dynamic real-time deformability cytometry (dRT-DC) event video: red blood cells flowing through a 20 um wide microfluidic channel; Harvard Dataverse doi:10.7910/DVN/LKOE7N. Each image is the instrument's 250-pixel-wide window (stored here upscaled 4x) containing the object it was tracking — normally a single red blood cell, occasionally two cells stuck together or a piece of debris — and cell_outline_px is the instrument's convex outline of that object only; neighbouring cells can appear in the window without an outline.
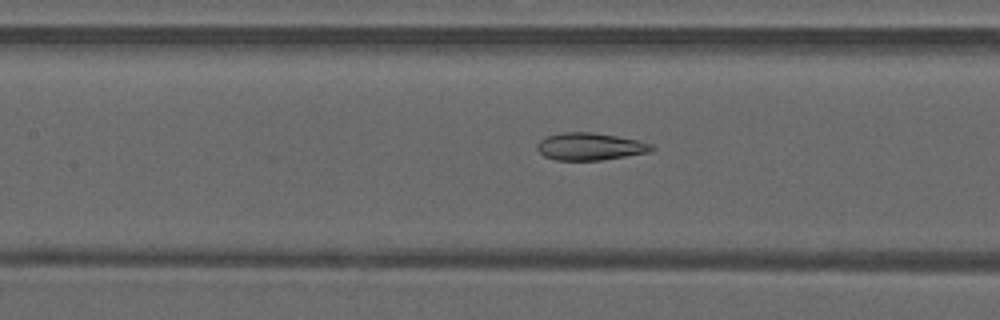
{"species": "common noctule bat (a hibernating species)", "species_latin": "Nyctalus noctula", "temperature_condition": "warm", "stored_images_in_passage": 49, "camera_frame_rate_fps": 3000, "um_per_image_px": 0.085, "animal": {"sex": "male", "forearm_length_mm": 52.5}, "frame": {"image": 1, "passage_image": 23, "time_ms": 7.333, "image_size_px": [1000, 320], "cell_outline_px": [[656, 148], [652, 152], [600, 160], [556, 160], [544, 156], [536, 148], [536, 144], [540, 140], [548, 136], [560, 132], [592, 132], [616, 136], [636, 140], [652, 144]], "centroid_in_image_um": [50.16, 12.45], "position_along_channel_um": 157.2, "area_um2": 18.26}}
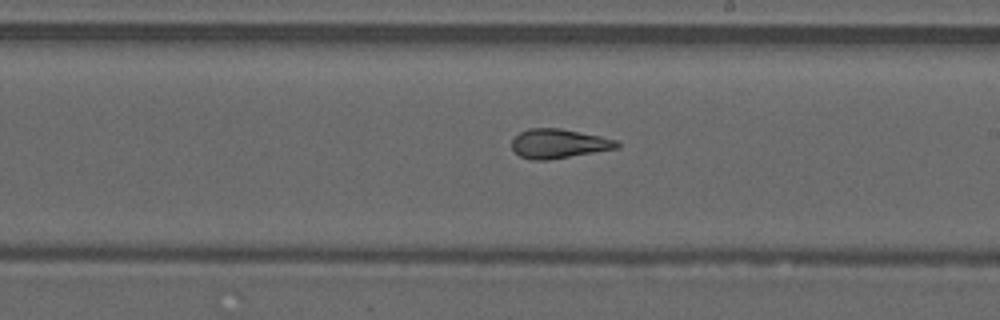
{"frame": {"image": 2, "passage_image": 29, "time_ms": 9.333, "image_size_px": [1000, 320], "cell_outline_px": [[620, 148], [548, 160], [532, 160], [520, 156], [512, 148], [512, 140], [520, 132], [528, 128], [560, 128], [600, 136], [616, 140], [620, 144]], "centroid_in_image_um": [47.5, 12.21], "position_along_channel_um": 241.5, "area_um2": 17.92}}
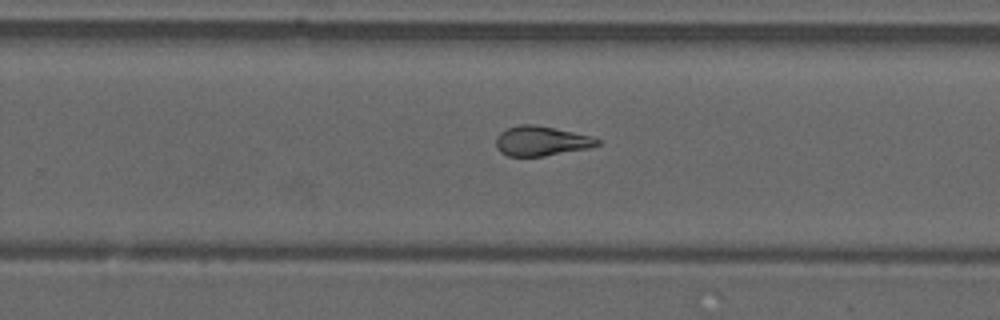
{"frame": {"image": 3, "passage_image": 32, "time_ms": 10.333, "image_size_px": [1000, 320], "cell_outline_px": [[600, 144], [588, 148], [544, 156], [508, 156], [500, 152], [496, 148], [496, 136], [500, 132], [508, 128], [520, 124], [536, 124], [592, 136], [600, 140]], "centroid_in_image_um": [45.99, 11.98], "position_along_channel_um": 283.8, "area_um2": 17.57}, "authors_computed_cell_mechanics": {"area_um2": 18.785, "velocity_mm_per_s": 4.2303, "shape_relaxation_time_tau1_ms": null, "shape_relaxation_time_tau2_ms": 1.8006, "deformation_change_tau1": null, "deformation_change_tau2": 0.0768}}